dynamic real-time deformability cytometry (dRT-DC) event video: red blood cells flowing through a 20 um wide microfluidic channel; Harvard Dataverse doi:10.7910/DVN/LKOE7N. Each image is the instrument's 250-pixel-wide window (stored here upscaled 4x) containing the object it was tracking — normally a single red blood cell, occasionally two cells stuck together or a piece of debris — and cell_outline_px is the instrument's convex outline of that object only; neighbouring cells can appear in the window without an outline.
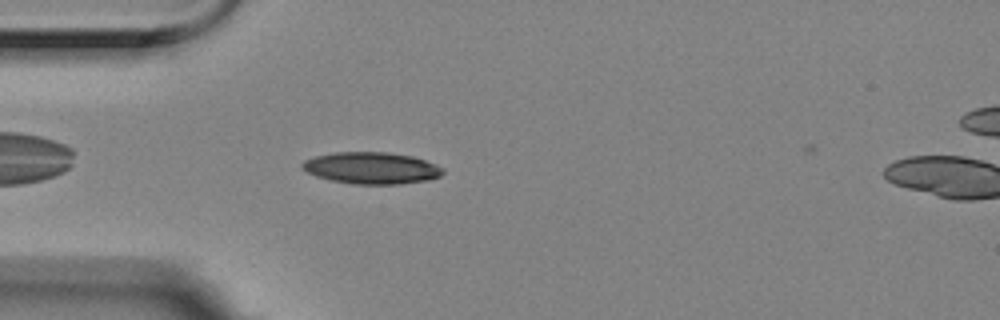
{"species": "Egyptian fruit bat (a non-hibernating species)", "species_latin": "Rousettus aegyptiacus", "temperature_condition": "room temperature", "stored_images_in_passage": 46, "camera_frame_rate_fps": 3000, "um_per_image_px": 0.085, "animal": {"sex": "female"}, "frame": {"image": 1, "passage_image": 5, "time_ms": 1.333, "image_size_px": [1000, 320], "cell_outline_px": [[444, 172], [440, 176], [428, 180], [400, 184], [352, 184], [332, 180], [316, 176], [300, 168], [300, 164], [304, 160], [316, 156], [336, 152], [388, 152], [412, 156], [436, 164], [444, 168]], "centroid_in_image_um": [31.58, 14.28], "position_along_channel_um": 53.4, "area_um2": 26.07}}
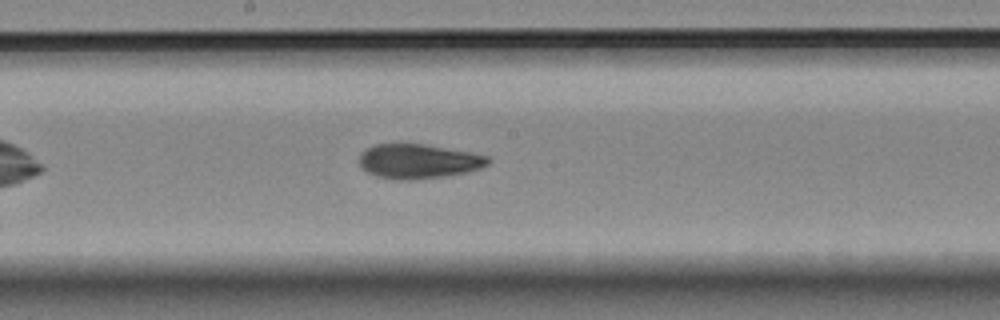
{"frame": {"image": 2, "passage_image": 19, "time_ms": 6.0, "image_size_px": [1000, 320], "cell_outline_px": [[492, 160], [488, 164], [480, 168], [448, 176], [412, 180], [396, 180], [376, 176], [360, 168], [360, 152], [364, 148], [372, 144], [424, 144], [472, 152], [488, 156]], "centroid_in_image_um": [35.54, 13.71], "position_along_channel_um": 212.7, "area_um2": 26.18}}
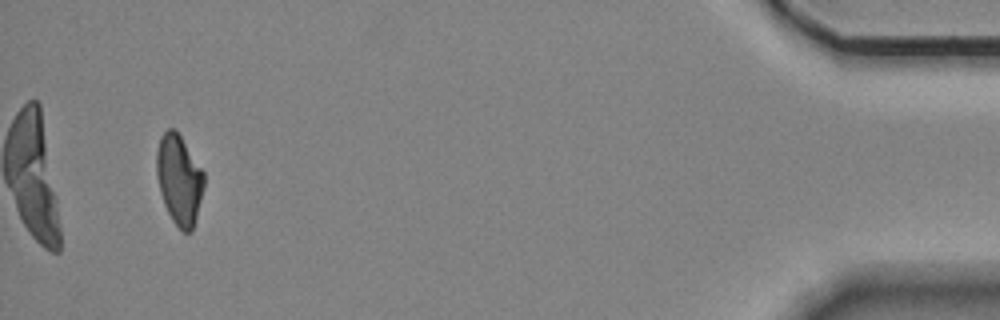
{"frame": {"image": 3, "passage_image": 43, "time_ms": 14.0, "image_size_px": [1000, 320], "cell_outline_px": [[204, 188], [192, 232], [184, 232], [172, 220], [164, 204], [160, 192], [156, 176], [156, 152], [160, 136], [168, 128], [172, 128], [180, 136], [204, 172]], "centroid_in_image_um": [15.21, 15.27], "position_along_channel_um": 420.0, "area_um2": 24.68}, "authors_computed_cell_mechanics": {"area_um2": 26.01, "velocity_mm_per_s": 3.5275, "shape_relaxation_time_tau1_ms": 10.3196, "shape_relaxation_time_tau2_ms": 2.3578, "deformation_change_tau1": 0.2163, "deformation_change_tau2": 0.08}}